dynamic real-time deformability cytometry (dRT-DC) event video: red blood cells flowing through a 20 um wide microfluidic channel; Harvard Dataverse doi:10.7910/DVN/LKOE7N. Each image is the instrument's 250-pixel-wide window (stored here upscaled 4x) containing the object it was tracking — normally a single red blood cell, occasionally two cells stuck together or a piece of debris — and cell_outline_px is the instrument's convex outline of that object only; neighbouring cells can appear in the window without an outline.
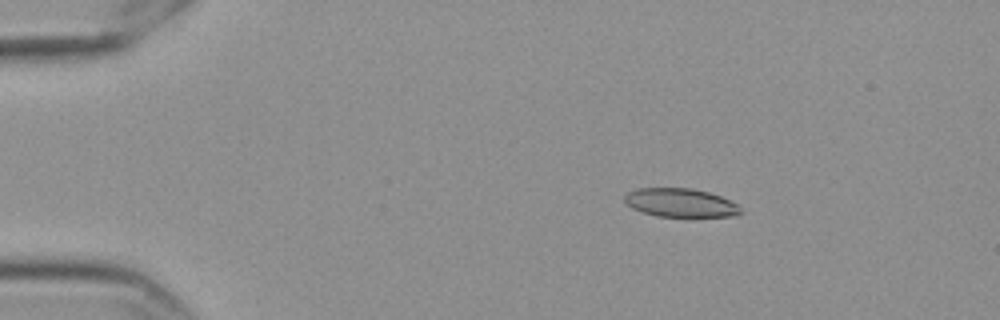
{"species": "Egyptian fruit bat (a non-hibernating species)", "species_latin": "Rousettus aegyptiacus", "temperature_condition": "cold", "stored_images_in_passage": 58, "camera_frame_rate_fps": 3000, "um_per_image_px": 0.085, "frame": {"image": 1, "passage_image": 10, "time_ms": 3.0, "image_size_px": [1000, 320], "cell_outline_px": [[744, 212], [736, 216], [656, 216], [632, 208], [624, 200], [624, 196], [628, 192], [640, 188], [692, 188], [708, 192], [720, 196], [740, 204]], "centroid_in_image_um": [57.91, 17.23], "position_along_channel_um": 27.1, "area_um2": 19.36}}
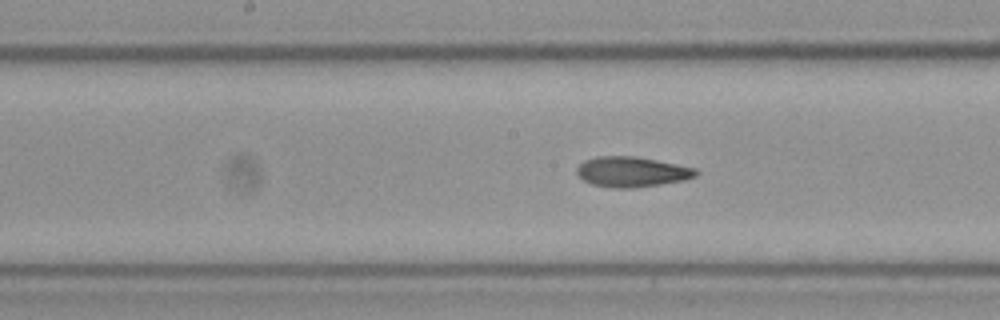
{"frame": {"image": 2, "passage_image": 30, "time_ms": 9.667, "image_size_px": [1000, 320], "cell_outline_px": [[700, 172], [696, 176], [684, 180], [660, 184], [632, 188], [612, 188], [592, 184], [584, 180], [576, 172], [576, 168], [584, 160], [596, 156], [636, 156], [696, 168]], "centroid_in_image_um": [53.71, 14.6], "position_along_channel_um": 194.5, "area_um2": 20.98}}
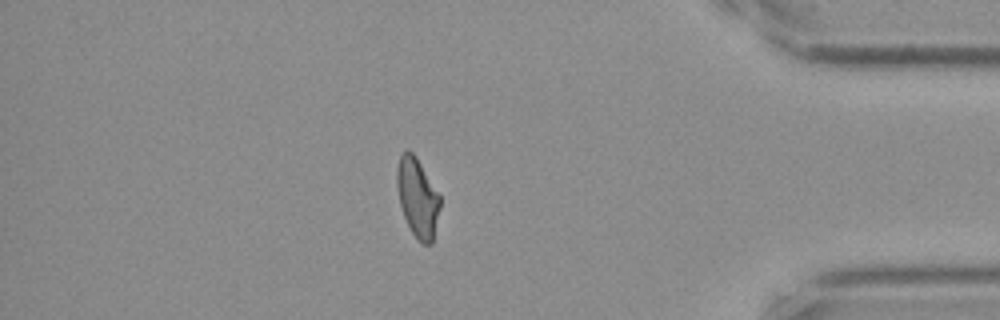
{"frame": {"image": 3, "passage_image": 50, "time_ms": 16.333, "image_size_px": [1000, 320], "cell_outline_px": [[440, 208], [432, 244], [420, 244], [412, 232], [404, 216], [400, 204], [396, 184], [396, 168], [400, 156], [408, 148], [416, 156], [440, 196]], "centroid_in_image_um": [35.48, 16.8], "position_along_channel_um": 399.7, "area_um2": 19.83}, "authors_computed_cell_mechanics": {"area_um2": 20.6057, "velocity_mm_per_s": 3.5585, "shape_relaxation_time_tau1_ms": null, "shape_relaxation_time_tau2_ms": 2.7296, "deformation_change_tau1": null, "deformation_change_tau2": 0.091}}